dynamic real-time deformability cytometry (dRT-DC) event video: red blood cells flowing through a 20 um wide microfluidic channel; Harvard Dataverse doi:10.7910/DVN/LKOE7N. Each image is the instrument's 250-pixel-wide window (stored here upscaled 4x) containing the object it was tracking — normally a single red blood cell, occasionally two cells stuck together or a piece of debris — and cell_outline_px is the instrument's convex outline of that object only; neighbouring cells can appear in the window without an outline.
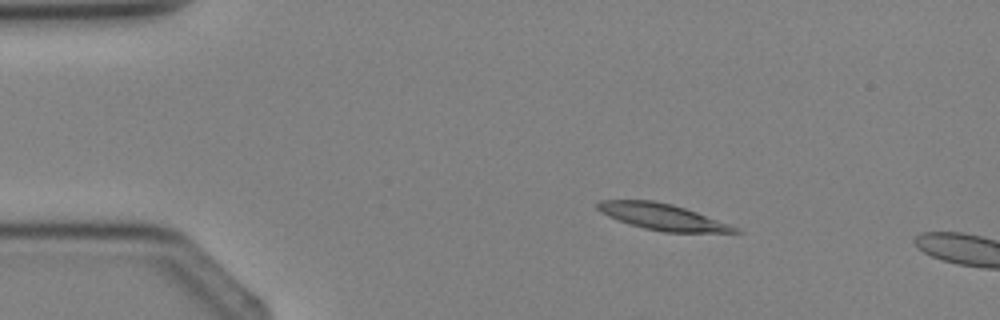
{"species": "Egyptian fruit bat (a non-hibernating species)", "species_latin": "Rousettus aegyptiacus", "temperature_condition": "cold", "stored_images_in_passage": 3, "camera_frame_rate_fps": 3000, "um_per_image_px": 0.085, "animal": {"sex": "female"}, "frame": {"image": 1, "passage_image": 2, "time_ms": 1.333, "image_size_px": [1000, 320], "cell_outline_px": [[744, 232], [664, 232], [644, 228], [608, 216], [600, 212], [596, 208], [596, 204], [600, 200], [652, 200], [672, 204], [696, 212], [740, 228]], "centroid_in_image_um": [56.3, 18.42], "position_along_channel_um": 28.7, "area_um2": 20.69}}